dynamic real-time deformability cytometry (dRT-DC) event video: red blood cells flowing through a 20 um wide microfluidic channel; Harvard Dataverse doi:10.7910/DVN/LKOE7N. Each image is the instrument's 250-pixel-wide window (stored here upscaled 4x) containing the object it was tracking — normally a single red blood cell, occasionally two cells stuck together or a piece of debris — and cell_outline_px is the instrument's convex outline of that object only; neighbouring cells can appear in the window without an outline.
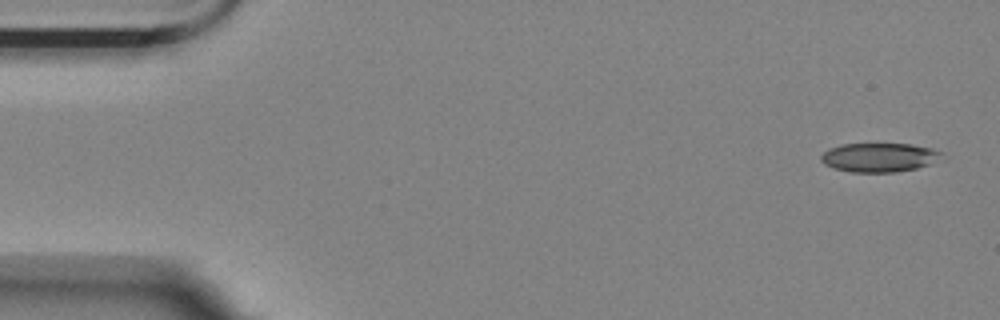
{"species": "Egyptian fruit bat (a non-hibernating species)", "species_latin": "Rousettus aegyptiacus", "temperature_condition": "room temperature", "stored_images_in_passage": 5, "camera_frame_rate_fps": 3000, "um_per_image_px": 0.085, "animal": {"sex": "female"}, "frame": {"image": 1, "passage_image": 1, "time_ms": 0.0, "image_size_px": [1000, 320], "cell_outline_px": [[944, 152], [928, 164], [916, 168], [896, 172], [852, 172], [836, 168], [824, 164], [820, 160], [820, 156], [828, 148], [840, 144], [912, 144], [932, 148]], "centroid_in_image_um": [74.67, 13.37], "position_along_channel_um": 10.3, "area_um2": 20.17}}
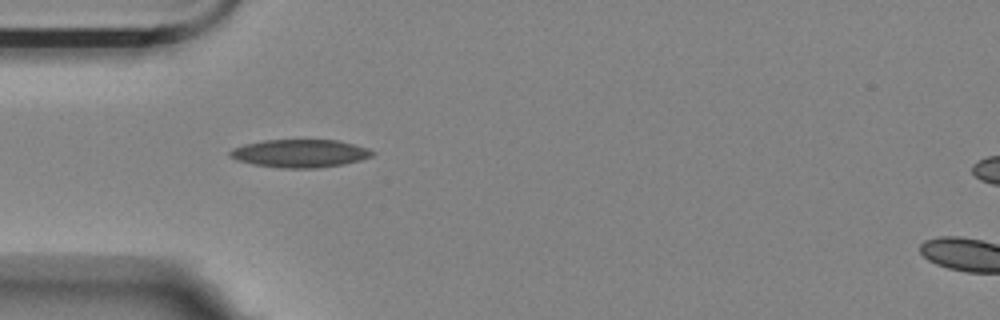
{"frame": {"image": 2, "passage_image": 4, "time_ms": 1.0, "image_size_px": [1000, 320], "cell_outline_px": [[376, 152], [372, 156], [360, 160], [344, 164], [316, 168], [280, 168], [252, 164], [236, 160], [228, 156], [228, 152], [232, 148], [244, 144], [264, 140], [336, 140], [368, 148]], "centroid_in_image_um": [25.46, 13.04], "position_along_channel_um": 59.5, "area_um2": 23.29}}
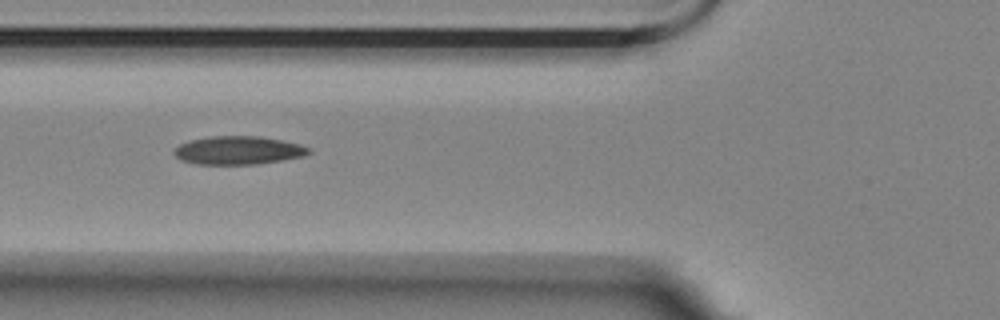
{"frame": {"image": 3, "passage_image": 5, "time_ms": 1.333, "image_size_px": [1000, 320], "cell_outline_px": [[312, 152], [304, 156], [256, 164], [196, 164], [180, 160], [172, 152], [180, 144], [192, 140], [212, 136], [260, 136], [300, 144], [312, 148]], "centroid_in_image_um": [20.27, 12.78], "position_along_channel_um": 105.5, "area_um2": 22.14}}